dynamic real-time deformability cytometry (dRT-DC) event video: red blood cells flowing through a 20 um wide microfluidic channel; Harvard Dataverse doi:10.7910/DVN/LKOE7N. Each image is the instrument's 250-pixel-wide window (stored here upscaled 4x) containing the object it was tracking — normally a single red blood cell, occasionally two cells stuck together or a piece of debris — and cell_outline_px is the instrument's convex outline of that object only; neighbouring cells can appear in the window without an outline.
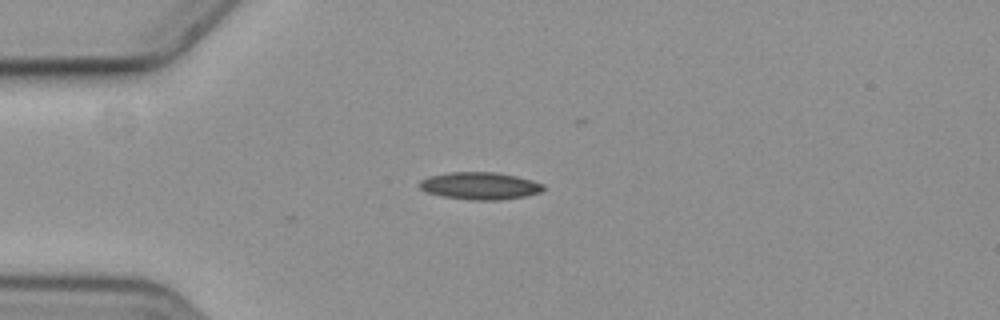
{"species": "common noctule bat (a hibernating species)", "species_latin": "Nyctalus noctula", "temperature_condition": "cold", "stored_images_in_passage": 10, "camera_frame_rate_fps": 3000, "um_per_image_px": 0.085, "animal": {"sex": "female", "body_mass_g": 19.3, "forearm_length_mm": 54.1}, "frame": {"image": 1, "passage_image": 1, "time_ms": 0.0, "image_size_px": [1000, 320], "cell_outline_px": [[544, 188], [540, 192], [524, 196], [500, 200], [472, 200], [444, 196], [428, 192], [420, 188], [420, 180], [428, 176], [448, 172], [496, 172], [516, 176], [532, 180], [544, 184]], "centroid_in_image_um": [40.8, 15.78], "position_along_channel_um": 44.2, "area_um2": 19.59}}
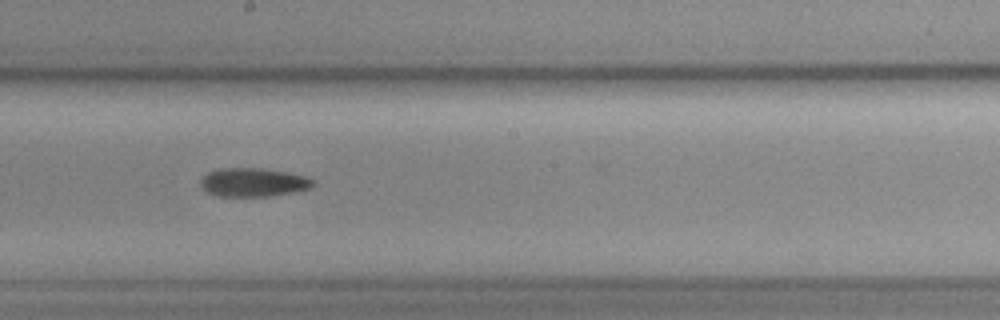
{"frame": {"image": 2, "passage_image": 6, "time_ms": 5.667, "image_size_px": [1000, 320], "cell_outline_px": [[316, 184], [312, 188], [300, 192], [272, 196], [216, 196], [200, 188], [200, 176], [208, 172], [220, 168], [260, 168], [284, 172], [304, 176], [312, 180]], "centroid_in_image_um": [21.51, 15.51], "position_along_channel_um": 226.7, "area_um2": 19.07}}
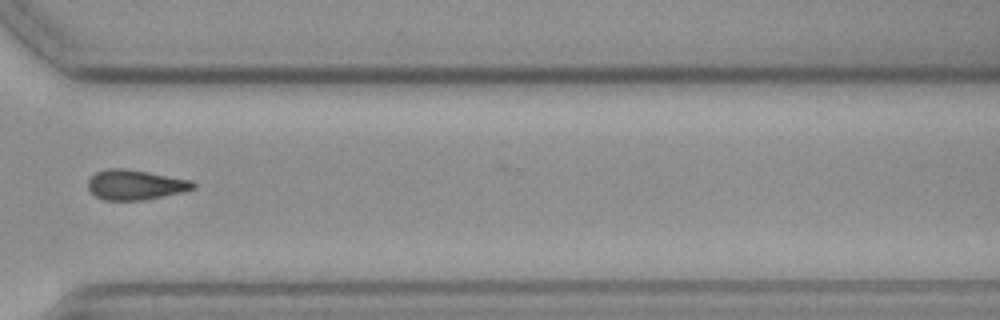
{"frame": {"image": 3, "passage_image": 9, "time_ms": 9.333, "image_size_px": [1000, 320], "cell_outline_px": [[196, 188], [184, 192], [144, 200], [104, 200], [96, 196], [88, 188], [88, 180], [96, 172], [108, 168], [124, 168], [148, 172], [192, 180], [196, 184]], "centroid_in_image_um": [11.53, 15.71], "position_along_channel_um": 359.1, "area_um2": 18.44}, "authors_computed_cell_mechanics": {"area_um2": 18.7561, "velocity_mm_per_s": 3.6213, "shape_relaxation_time_tau1_ms": 5.2276, "shape_relaxation_time_tau2_ms": null, "deformation_change_tau1": 0.1313, "deformation_change_tau2": null}}